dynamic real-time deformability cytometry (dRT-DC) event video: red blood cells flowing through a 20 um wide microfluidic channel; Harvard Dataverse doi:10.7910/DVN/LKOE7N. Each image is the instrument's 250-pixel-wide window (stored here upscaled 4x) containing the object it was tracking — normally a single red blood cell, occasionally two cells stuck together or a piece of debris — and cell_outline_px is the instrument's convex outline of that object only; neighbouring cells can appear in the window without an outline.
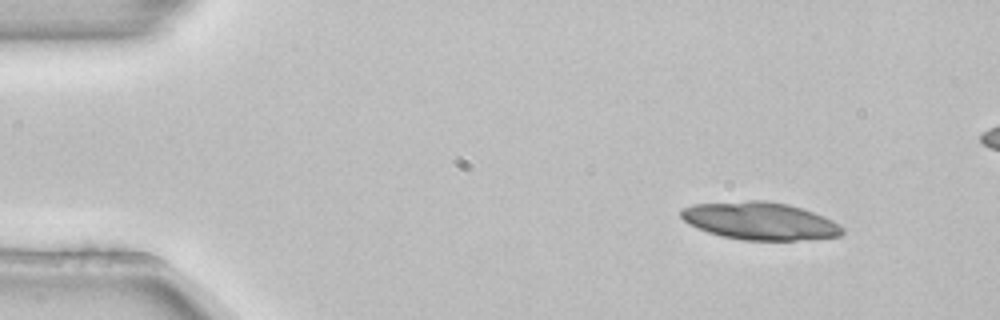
{"species": "common noctule bat (a hibernating species)", "species_latin": "Nyctalus noctula", "temperature_condition": "room temperature", "stored_images_in_passage": 4, "camera_frame_rate_fps": 3000, "um_per_image_px": 0.085, "animal": {"sex": "female", "body_mass_g": 22.7, "forearm_length_mm": 54.2}, "frame": {"image": 1, "passage_image": 1, "time_ms": 0.0, "image_size_px": [1000, 320], "cell_outline_px": [[844, 232], [840, 236], [796, 240], [744, 240], [724, 236], [708, 232], [688, 224], [680, 216], [680, 208], [692, 204], [748, 200], [764, 200], [788, 204], [824, 216], [840, 224], [844, 228]], "centroid_in_image_um": [64.58, 18.77], "position_along_channel_um": 20.4, "area_um2": 35.37}}